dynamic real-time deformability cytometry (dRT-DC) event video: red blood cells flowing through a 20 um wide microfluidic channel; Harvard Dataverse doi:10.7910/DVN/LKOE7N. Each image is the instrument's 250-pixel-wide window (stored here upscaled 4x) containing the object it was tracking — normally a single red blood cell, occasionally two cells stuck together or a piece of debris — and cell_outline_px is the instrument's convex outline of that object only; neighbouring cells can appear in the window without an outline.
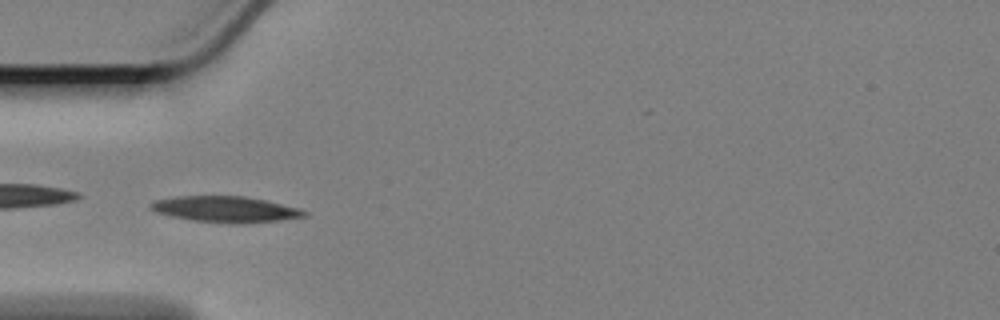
{"species": "Egyptian fruit bat (a non-hibernating species)", "species_latin": "Rousettus aegyptiacus", "temperature_condition": "cold", "stored_images_in_passage": 42, "camera_frame_rate_fps": 3000, "um_per_image_px": 0.085, "animal": {"sex": "female"}, "frame": {"image": 1, "passage_image": 1, "time_ms": 0.0, "image_size_px": [1000, 320], "cell_outline_px": [[308, 216], [280, 220], [244, 224], [232, 224], [192, 220], [172, 216], [156, 212], [148, 208], [148, 204], [156, 200], [176, 196], [244, 196], [264, 200], [300, 208], [308, 212]], "centroid_in_image_um": [19.18, 17.79], "position_along_channel_um": 65.8, "area_um2": 23.41}}
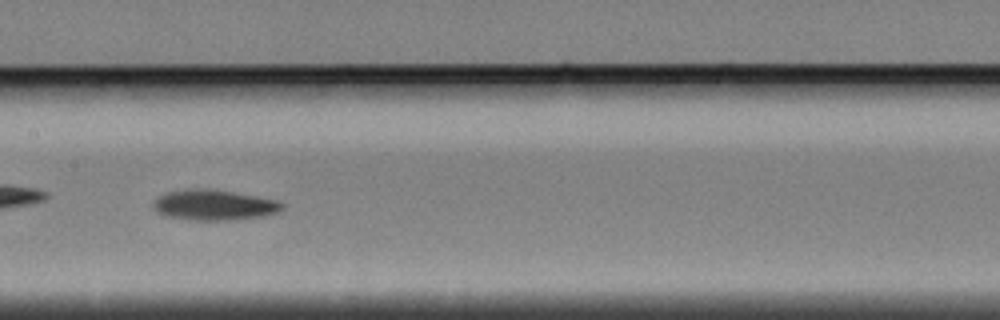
{"frame": {"image": 2, "passage_image": 12, "time_ms": 3.667, "image_size_px": [1000, 320], "cell_outline_px": [[284, 208], [280, 212], [264, 216], [236, 220], [196, 220], [168, 216], [156, 212], [152, 208], [152, 204], [160, 196], [168, 192], [188, 188], [208, 188], [256, 196], [276, 200], [284, 204]], "centroid_in_image_um": [18.22, 17.43], "position_along_channel_um": 189.2, "area_um2": 22.95}}
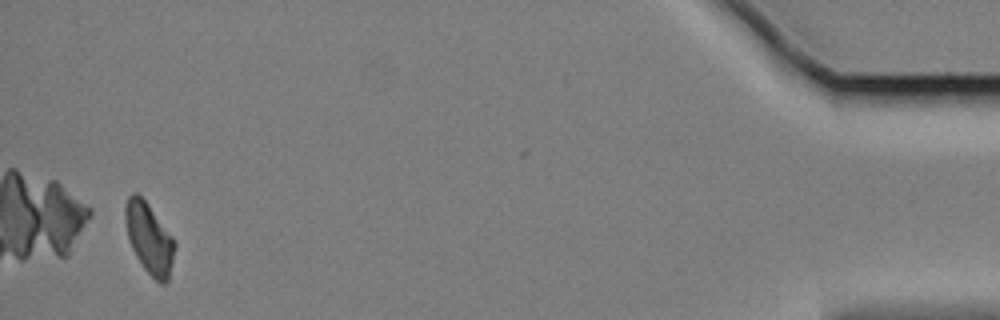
{"frame": {"image": 3, "passage_image": 40, "time_ms": 13.0, "image_size_px": [1000, 320], "cell_outline_px": [[176, 244], [168, 280], [164, 284], [160, 284], [144, 268], [136, 256], [128, 240], [124, 220], [124, 204], [128, 196], [132, 192], [136, 192], [148, 204], [172, 236]], "centroid_in_image_um": [12.65, 20.23], "position_along_channel_um": 422.5, "area_um2": 20.35}, "authors_computed_cell_mechanics": {"area_um2": 21.7906, "velocity_mm_per_s": 3.349, "shape_relaxation_time_tau1_ms": 3.6626, "shape_relaxation_time_tau2_ms": null, "deformation_change_tau1": 0.1228, "deformation_change_tau2": null}}